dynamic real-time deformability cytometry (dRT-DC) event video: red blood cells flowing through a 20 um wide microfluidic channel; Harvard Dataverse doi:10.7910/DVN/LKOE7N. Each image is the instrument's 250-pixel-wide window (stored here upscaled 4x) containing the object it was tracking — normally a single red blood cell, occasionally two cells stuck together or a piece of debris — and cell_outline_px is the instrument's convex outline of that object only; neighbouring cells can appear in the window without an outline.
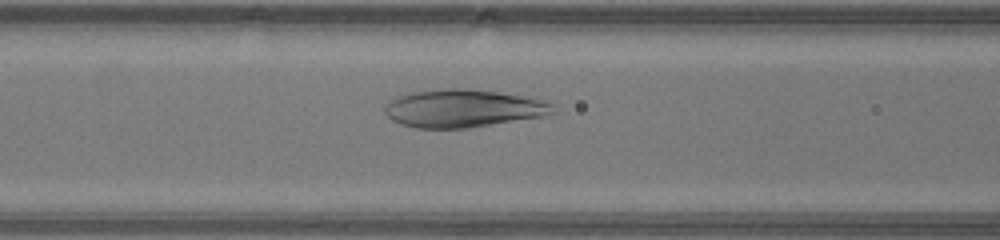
{"species": "human", "species_latin": "Homo sapiens", "temperature_condition": "warm", "stored_images_in_passage": 46, "camera_frame_rate_fps": 3000, "um_per_image_px": 0.085, "donor": {"sex": "male"}, "frame": {"image": 1, "passage_image": 18, "time_ms": 5.667, "image_size_px": [1000, 240], "cell_outline_px": [[556, 112], [544, 116], [468, 128], [416, 128], [400, 124], [392, 120], [384, 112], [384, 104], [388, 100], [396, 96], [412, 92], [444, 88], [460, 88], [496, 92], [520, 96], [540, 100], [552, 104], [556, 108]], "centroid_in_image_um": [39.3, 9.22], "position_along_channel_um": 127.3, "area_um2": 37.05}}
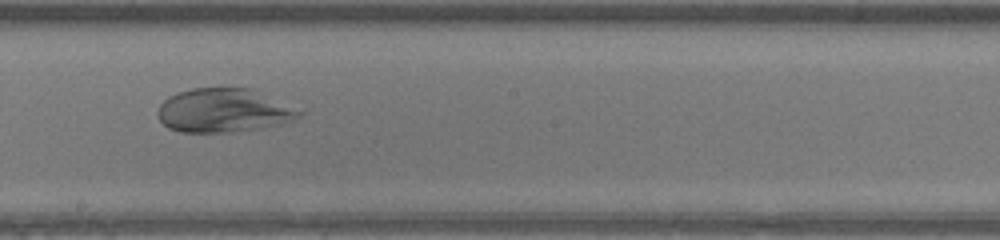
{"frame": {"image": 2, "passage_image": 25, "time_ms": 8.0, "image_size_px": [1000, 240], "cell_outline_px": [[304, 112], [300, 116], [292, 120], [280, 124], [256, 128], [228, 132], [180, 132], [168, 128], [160, 120], [156, 112], [160, 104], [168, 96], [176, 92], [192, 88], [252, 88]], "centroid_in_image_um": [18.96, 9.38], "position_along_channel_um": 229.2, "area_um2": 35.95}}
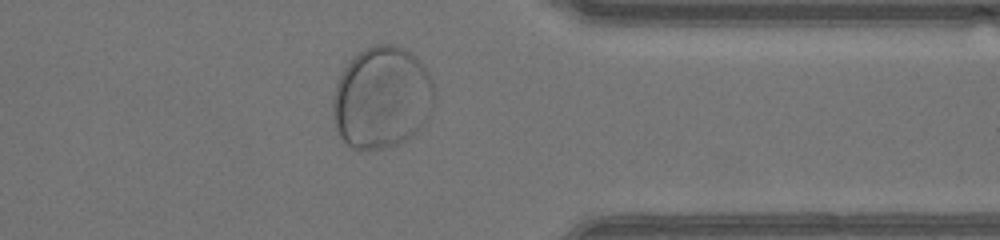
{"frame": {"image": 3, "passage_image": 36, "time_ms": 11.667, "image_size_px": [1000, 240], "cell_outline_px": [[432, 108], [428, 120], [412, 136], [396, 144], [384, 148], [352, 148], [340, 136], [336, 128], [332, 116], [332, 100], [336, 84], [344, 68], [364, 48], [372, 44], [392, 44], [404, 48], [416, 56], [428, 72], [432, 84]], "centroid_in_image_um": [32.45, 8.29], "position_along_channel_um": 379.0, "area_um2": 60.05}}